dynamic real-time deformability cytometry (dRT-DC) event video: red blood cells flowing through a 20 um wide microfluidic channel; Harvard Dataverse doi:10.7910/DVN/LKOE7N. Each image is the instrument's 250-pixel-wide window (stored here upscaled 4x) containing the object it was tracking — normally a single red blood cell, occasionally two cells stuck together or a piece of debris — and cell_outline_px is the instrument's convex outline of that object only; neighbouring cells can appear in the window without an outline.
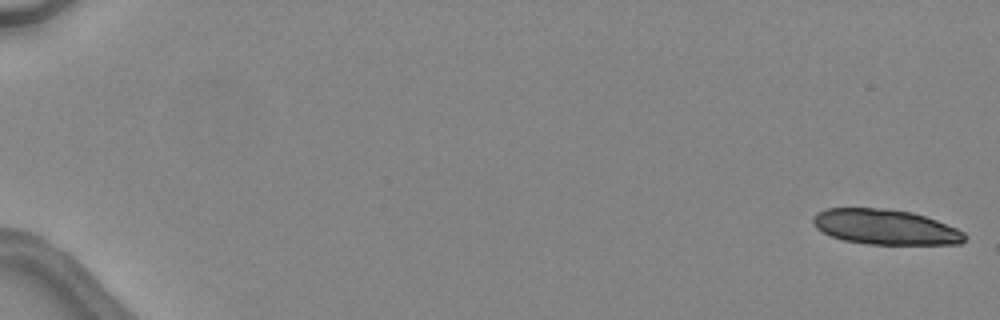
{"species": "common noctule bat (a hibernating species)", "species_latin": "Nyctalus noctula", "temperature_condition": "warm", "stored_images_in_passage": 20, "camera_frame_rate_fps": 3000, "um_per_image_px": 0.085, "animal": {"sex": "female", "body_mass_g": 24.6, "forearm_length_mm": 56.2}, "frame": {"image": 1, "passage_image": 1, "time_ms": 0.0, "image_size_px": [1000, 320], "cell_outline_px": [[968, 236], [960, 244], [868, 244], [844, 240], [832, 236], [816, 228], [812, 220], [812, 216], [816, 212], [828, 208], [884, 208], [912, 212], [936, 220], [956, 228], [964, 232]], "centroid_in_image_um": [75.25, 19.29], "position_along_channel_um": 9.8, "area_um2": 31.04}}